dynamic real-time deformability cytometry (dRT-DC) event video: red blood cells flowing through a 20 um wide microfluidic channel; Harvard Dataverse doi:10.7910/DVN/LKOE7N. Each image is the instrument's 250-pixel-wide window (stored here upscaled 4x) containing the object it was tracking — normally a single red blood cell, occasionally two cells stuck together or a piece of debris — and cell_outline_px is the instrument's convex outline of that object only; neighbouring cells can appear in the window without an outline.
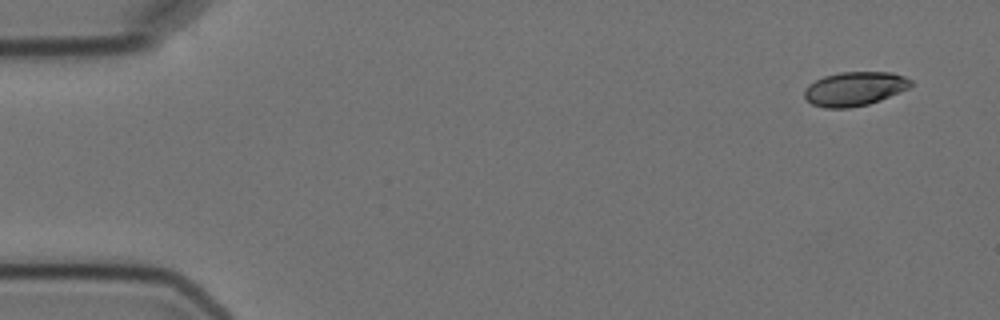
{"species": "Egyptian fruit bat (a non-hibernating species)", "species_latin": "Rousettus aegyptiacus", "temperature_condition": "cold", "stored_images_in_passage": 6, "segment_of_instrument_passage": [2, 2], "camera_frame_rate_fps": 3000, "um_per_image_px": 0.085, "animal": {"sex": "female"}, "frame": {"image": 1, "passage_image": 6, "time_ms": 6.667, "image_size_px": [1000, 320], "cell_outline_px": [[912, 84], [908, 88], [880, 100], [868, 104], [848, 108], [824, 108], [812, 104], [804, 100], [804, 88], [808, 84], [824, 76], [840, 72], [892, 72], [904, 76], [912, 80]], "centroid_in_image_um": [72.6, 7.55], "position_along_channel_um": 12.4, "area_um2": 21.21}}